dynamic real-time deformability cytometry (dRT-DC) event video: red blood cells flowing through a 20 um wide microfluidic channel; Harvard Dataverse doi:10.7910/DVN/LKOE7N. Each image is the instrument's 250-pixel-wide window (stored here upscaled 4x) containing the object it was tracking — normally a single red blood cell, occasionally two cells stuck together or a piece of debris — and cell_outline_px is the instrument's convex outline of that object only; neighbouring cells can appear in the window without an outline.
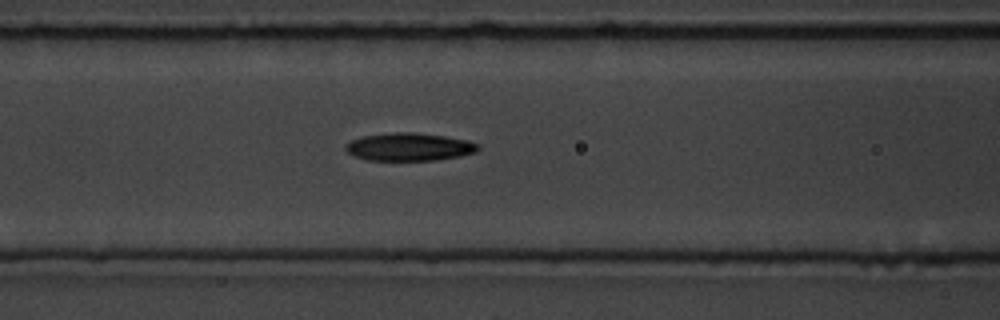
{"species": "common noctule bat (a hibernating species)", "species_latin": "Nyctalus noctula", "temperature_condition": "room temperature", "stored_images_in_passage": 8, "camera_frame_rate_fps": 3000, "um_per_image_px": 0.085, "animal": {"sex": "male", "body_mass_g": 19.5, "forearm_length_mm": 54.6}, "frame": {"image": 1, "passage_image": 8, "time_ms": 9.0, "image_size_px": [1000, 320], "cell_outline_px": [[480, 148], [476, 152], [460, 156], [432, 160], [368, 160], [352, 156], [344, 148], [344, 144], [360, 136], [392, 132], [412, 132], [444, 136], [468, 140], [480, 144]], "centroid_in_image_um": [34.76, 12.48], "position_along_channel_um": 131.8, "area_um2": 21.68}}